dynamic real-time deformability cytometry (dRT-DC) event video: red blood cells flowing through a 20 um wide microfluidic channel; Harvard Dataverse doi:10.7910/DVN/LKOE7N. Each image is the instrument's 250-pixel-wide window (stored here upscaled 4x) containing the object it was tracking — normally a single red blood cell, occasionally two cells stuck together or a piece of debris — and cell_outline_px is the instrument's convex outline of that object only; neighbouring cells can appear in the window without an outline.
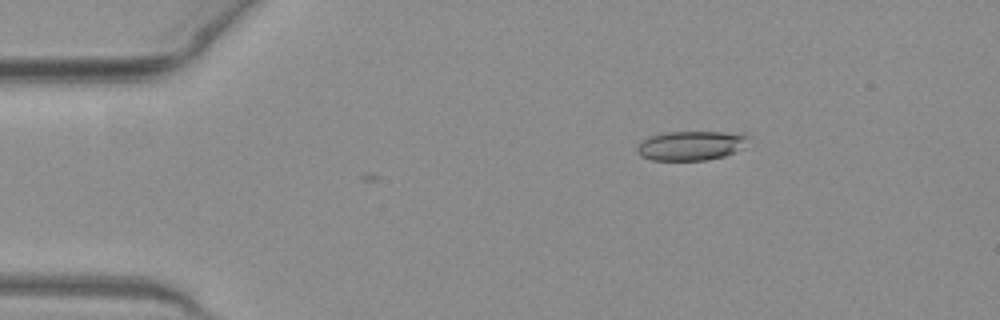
{"species": "common noctule bat (a hibernating species)", "species_latin": "Nyctalus noctula", "temperature_condition": "warm", "stored_images_in_passage": 34, "camera_frame_rate_fps": 3000, "um_per_image_px": 0.085, "animal": {"sex": "female", "body_mass_g": 19.3, "forearm_length_mm": 54.1}, "frame": {"image": 1, "passage_image": 1, "time_ms": 0.0, "image_size_px": [1000, 320], "cell_outline_px": [[752, 136], [744, 148], [724, 156], [708, 160], [652, 160], [640, 156], [636, 152], [636, 148], [644, 140], [652, 136], [668, 132], [744, 132]], "centroid_in_image_um": [58.83, 12.37], "position_along_channel_um": 26.2, "area_um2": 19.31}}
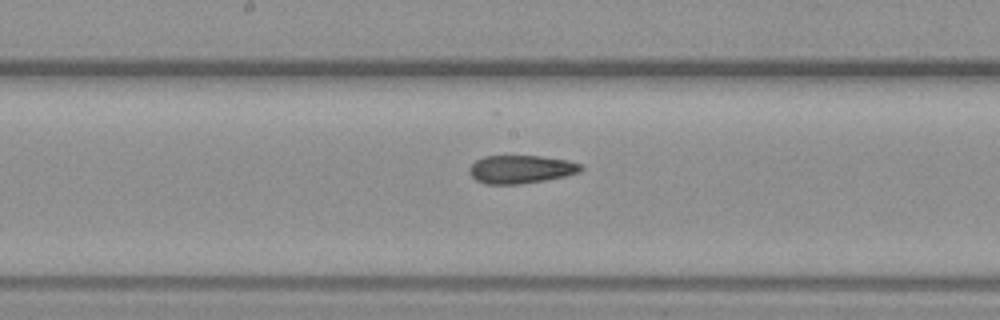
{"frame": {"image": 2, "passage_image": 19, "time_ms": 6.0, "image_size_px": [1000, 320], "cell_outline_px": [[584, 168], [580, 172], [564, 176], [544, 180], [520, 184], [484, 184], [476, 180], [468, 172], [468, 168], [476, 160], [484, 156], [540, 156], [568, 160], [580, 164]], "centroid_in_image_um": [44.25, 14.39], "position_along_channel_um": 203.9, "area_um2": 18.32}}
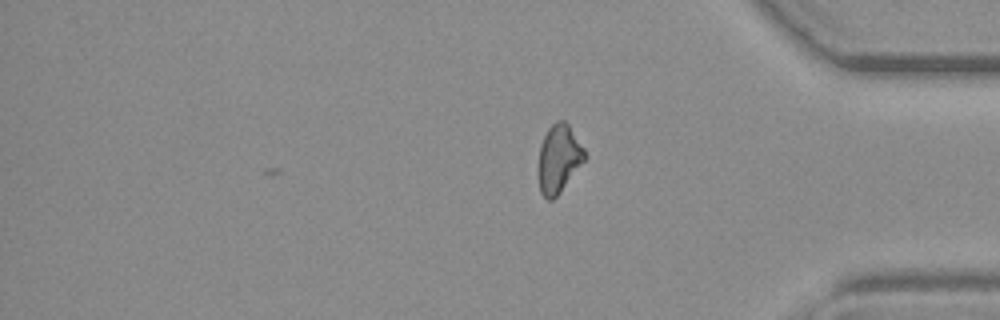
{"frame": {"image": 3, "passage_image": 34, "time_ms": 11.0, "image_size_px": [1000, 320], "cell_outline_px": [[584, 160], [560, 192], [552, 200], [548, 200], [540, 192], [536, 176], [536, 172], [540, 144], [548, 128], [556, 120], [564, 120], [568, 124], [584, 148]], "centroid_in_image_um": [47.43, 13.5], "position_along_channel_um": 387.8, "area_um2": 18.5}, "authors_computed_cell_mechanics": {"area_um2": 18.6405, "velocity_mm_per_s": 4.0576, "shape_relaxation_time_tau1_ms": null, "shape_relaxation_time_tau2_ms": 3.1117, "deformation_change_tau1": null, "deformation_change_tau2": 0.1073}}